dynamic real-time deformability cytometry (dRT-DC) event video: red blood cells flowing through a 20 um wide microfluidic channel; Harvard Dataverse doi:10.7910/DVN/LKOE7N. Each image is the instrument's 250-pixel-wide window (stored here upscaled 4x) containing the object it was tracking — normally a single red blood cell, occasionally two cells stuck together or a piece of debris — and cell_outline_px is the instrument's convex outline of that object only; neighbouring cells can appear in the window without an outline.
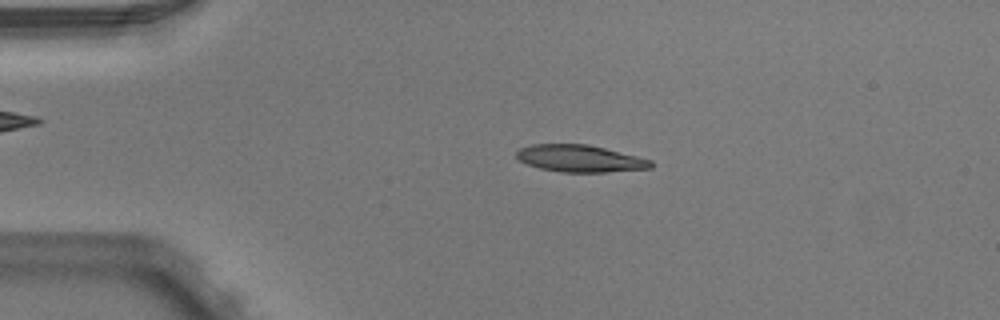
{"species": "Egyptian fruit bat (a non-hibernating species)", "species_latin": "Rousettus aegyptiacus", "temperature_condition": "warm", "stored_images_in_passage": 3, "camera_frame_rate_fps": 3000, "um_per_image_px": 0.085, "animal": {"sex": "male"}, "frame": {"image": 1, "passage_image": 2, "time_ms": 0.333, "image_size_px": [1000, 320], "cell_outline_px": [[652, 168], [604, 172], [564, 172], [540, 168], [528, 164], [520, 160], [516, 156], [516, 152], [520, 148], [532, 144], [588, 144], [652, 160]], "centroid_in_image_um": [49.29, 13.47], "position_along_channel_um": 35.7, "area_um2": 20.92}}